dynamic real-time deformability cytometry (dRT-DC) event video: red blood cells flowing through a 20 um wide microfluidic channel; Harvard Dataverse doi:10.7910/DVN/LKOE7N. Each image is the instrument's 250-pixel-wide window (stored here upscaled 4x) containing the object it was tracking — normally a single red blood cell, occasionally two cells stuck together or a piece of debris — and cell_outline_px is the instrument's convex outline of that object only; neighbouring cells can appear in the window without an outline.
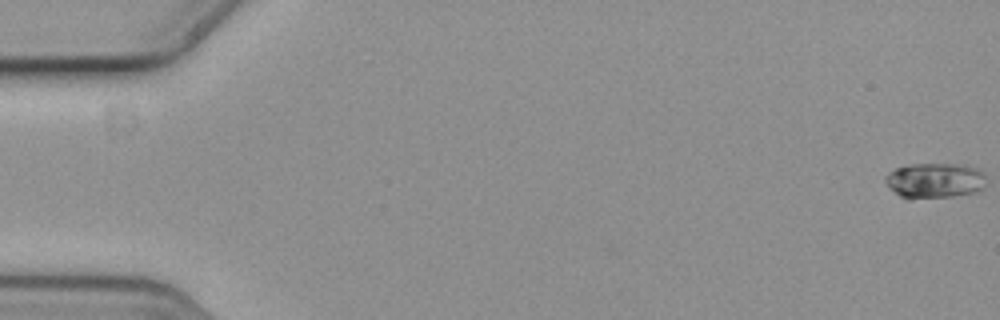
{"species": "common noctule bat (a hibernating species)", "species_latin": "Nyctalus noctula", "temperature_condition": "cold", "stored_images_in_passage": 59, "camera_frame_rate_fps": 3000, "um_per_image_px": 0.085, "animal": {"sex": "female", "body_mass_g": 19.3, "forearm_length_mm": 54.1}, "frame": {"image": 1, "passage_image": 1, "time_ms": 0.0, "image_size_px": [1000, 320], "cell_outline_px": [[984, 188], [972, 192], [952, 196], [908, 200], [900, 196], [884, 180], [884, 176], [888, 172], [896, 168], [908, 164], [968, 164], [980, 168], [984, 172]], "centroid_in_image_um": [79.46, 15.33], "position_along_channel_um": 5.5, "area_um2": 20.98}}
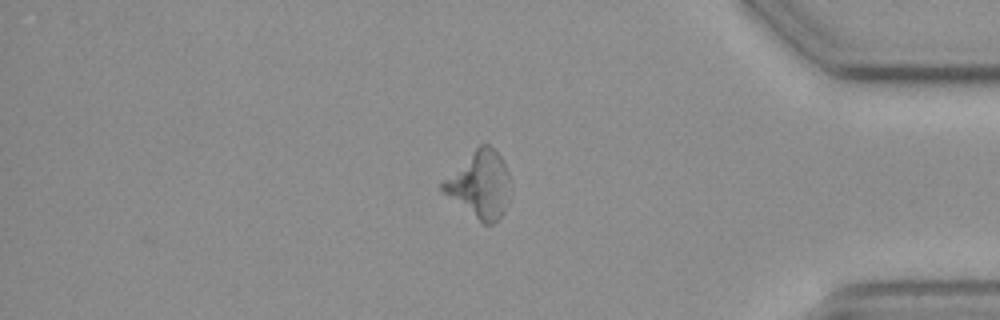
{"frame": {"image": 2, "passage_image": 50, "time_ms": 16.333, "image_size_px": [1000, 320], "cell_outline_px": [[512, 192], [504, 212], [492, 224], [484, 224], [444, 192], [440, 188], [440, 180], [480, 144], [488, 144], [500, 156], [508, 172], [512, 184]], "centroid_in_image_um": [40.8, 15.67], "position_along_channel_um": 394.4, "area_um2": 26.36}}
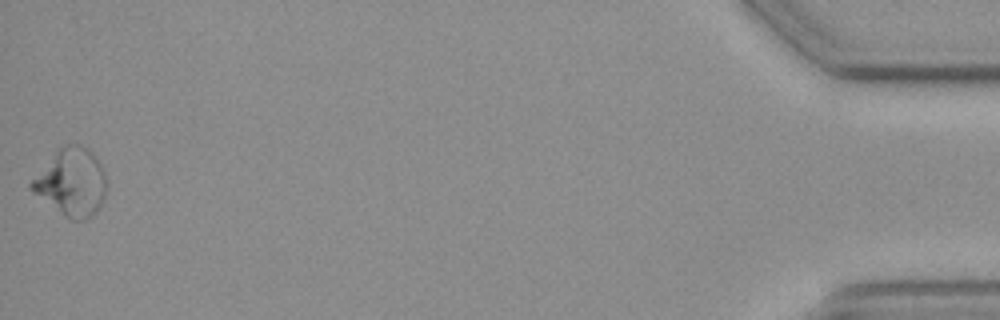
{"frame": {"image": 3, "passage_image": 59, "time_ms": 19.333, "image_size_px": [1000, 320], "cell_outline_px": [[108, 180], [104, 196], [100, 204], [84, 220], [72, 220], [32, 192], [28, 188], [28, 184], [56, 152], [60, 148], [68, 144], [80, 144], [88, 148], [104, 168]], "centroid_in_image_um": [6.09, 15.46], "position_along_channel_um": 429.1, "area_um2": 28.84}}